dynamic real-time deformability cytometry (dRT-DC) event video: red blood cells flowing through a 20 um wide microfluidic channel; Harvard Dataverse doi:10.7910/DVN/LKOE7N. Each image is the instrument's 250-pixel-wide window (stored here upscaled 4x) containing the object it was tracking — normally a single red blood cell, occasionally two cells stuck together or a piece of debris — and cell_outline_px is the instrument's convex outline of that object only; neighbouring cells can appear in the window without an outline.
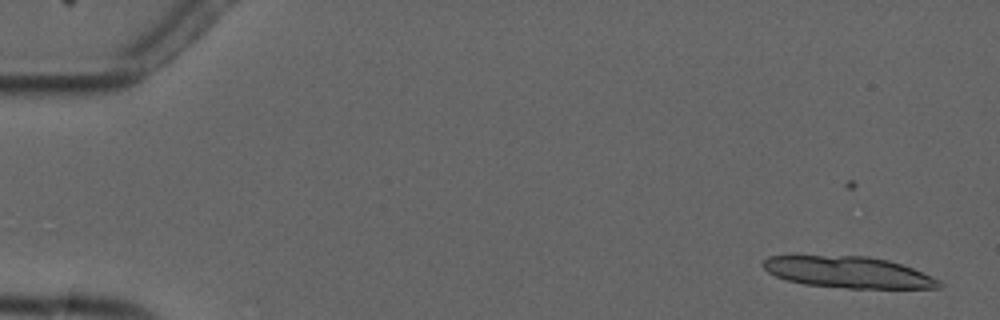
{"species": "common noctule bat (a hibernating species)", "species_latin": "Nyctalus noctula", "temperature_condition": "cold", "stored_images_in_passage": 7, "camera_frame_rate_fps": 3000, "um_per_image_px": 0.085, "animal": {"sex": "male", "forearm_length_mm": 52.5}, "frame": {"image": 1, "passage_image": 2, "time_ms": 1.0, "image_size_px": [1000, 320], "cell_outline_px": [[944, 284], [940, 288], [848, 288], [804, 284], [788, 280], [776, 276], [768, 272], [760, 264], [768, 256], [868, 256], [888, 260], [912, 268], [940, 280]], "centroid_in_image_um": [72.11, 23.14], "position_along_channel_um": 12.9, "area_um2": 32.02}}